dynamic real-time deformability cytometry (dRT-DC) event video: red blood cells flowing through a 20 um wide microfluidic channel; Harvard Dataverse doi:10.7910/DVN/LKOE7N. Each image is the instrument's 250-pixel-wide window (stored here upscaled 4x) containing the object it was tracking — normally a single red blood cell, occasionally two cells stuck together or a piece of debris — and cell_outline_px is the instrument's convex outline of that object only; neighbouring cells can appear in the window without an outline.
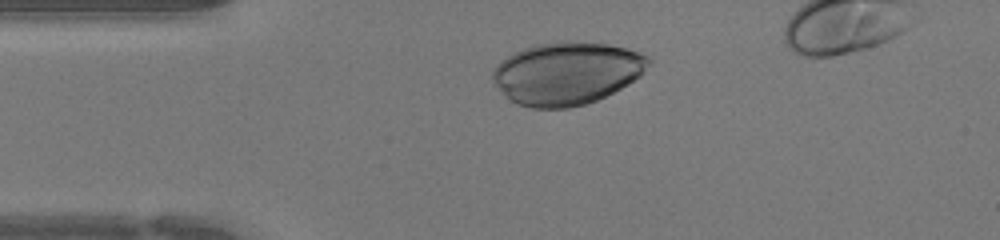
{"species": "human", "species_latin": "Homo sapiens", "temperature_condition": "warm", "stored_images_in_passage": 27, "camera_frame_rate_fps": 3000, "um_per_image_px": 0.085, "donor": {"sex": "female"}, "frame": {"image": 1, "passage_image": 1, "time_ms": 0.0, "image_size_px": [1000, 240], "cell_outline_px": [[652, 64], [640, 76], [628, 84], [596, 100], [584, 104], [568, 108], [532, 108], [516, 104], [504, 96], [492, 80], [492, 72], [496, 64], [500, 60], [524, 48], [536, 44], [560, 40], [576, 40], [608, 44], [628, 48], [640, 52], [648, 56], [652, 60]], "centroid_in_image_um": [48.19, 6.2], "position_along_channel_um": 36.8, "area_um2": 57.51}}
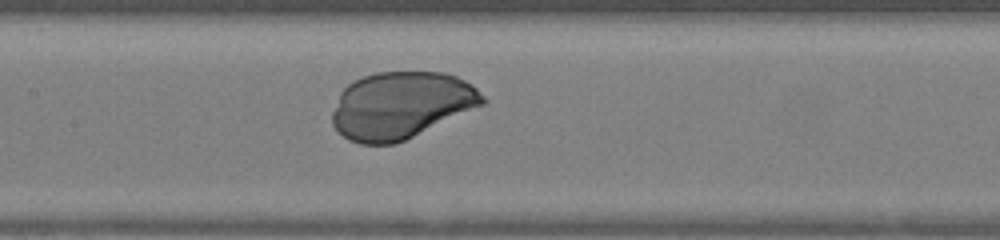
{"frame": {"image": 2, "passage_image": 12, "time_ms": 3.667, "image_size_px": [1000, 240], "cell_outline_px": [[488, 100], [484, 104], [396, 144], [360, 144], [348, 140], [332, 124], [332, 112], [340, 92], [352, 80], [376, 72], [444, 72], [456, 76], [464, 80], [476, 88]], "centroid_in_image_um": [34.07, 8.94], "position_along_channel_um": 173.3, "area_um2": 58.55}}
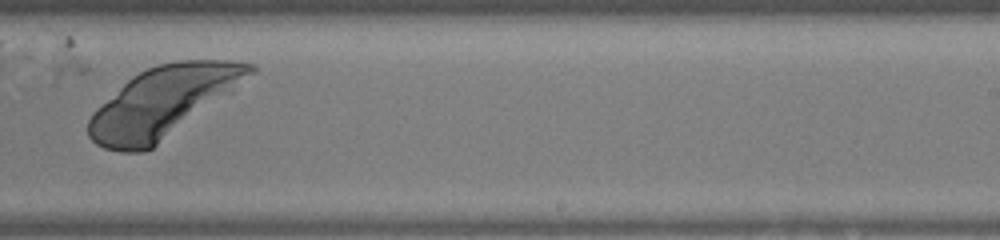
{"frame": {"image": 3, "passage_image": 19, "time_ms": 6.0, "image_size_px": [1000, 240], "cell_outline_px": [[256, 72], [232, 92], [152, 148], [144, 152], [120, 152], [104, 148], [96, 144], [88, 136], [88, 120], [92, 112], [96, 108], [132, 76], [148, 68], [160, 64], [176, 60], [228, 60], [256, 64]], "centroid_in_image_um": [13.86, 8.67], "position_along_channel_um": 275.1, "area_um2": 65.72}}